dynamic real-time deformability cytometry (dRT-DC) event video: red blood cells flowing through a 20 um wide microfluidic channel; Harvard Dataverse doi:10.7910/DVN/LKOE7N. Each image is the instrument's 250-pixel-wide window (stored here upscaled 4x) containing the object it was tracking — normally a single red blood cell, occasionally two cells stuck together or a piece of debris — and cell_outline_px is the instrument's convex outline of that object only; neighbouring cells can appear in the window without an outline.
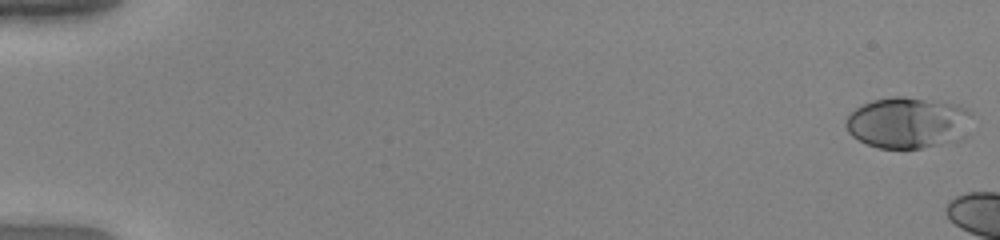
{"species": "human", "species_latin": "Homo sapiens", "temperature_condition": "warm", "stored_images_in_passage": 9, "camera_frame_rate_fps": 3000, "um_per_image_px": 0.085, "donor": {"sex": "female"}, "frame": {"image": 1, "passage_image": 1, "time_ms": 0.0, "image_size_px": [1000, 240], "cell_outline_px": [[972, 116], [968, 136], [960, 140], [920, 148], [876, 148], [852, 136], [848, 132], [844, 124], [848, 116], [856, 108], [872, 100], [892, 96], [904, 96], [956, 104], [972, 112]], "centroid_in_image_um": [77.21, 10.43], "position_along_channel_um": 7.8, "area_um2": 37.97}}